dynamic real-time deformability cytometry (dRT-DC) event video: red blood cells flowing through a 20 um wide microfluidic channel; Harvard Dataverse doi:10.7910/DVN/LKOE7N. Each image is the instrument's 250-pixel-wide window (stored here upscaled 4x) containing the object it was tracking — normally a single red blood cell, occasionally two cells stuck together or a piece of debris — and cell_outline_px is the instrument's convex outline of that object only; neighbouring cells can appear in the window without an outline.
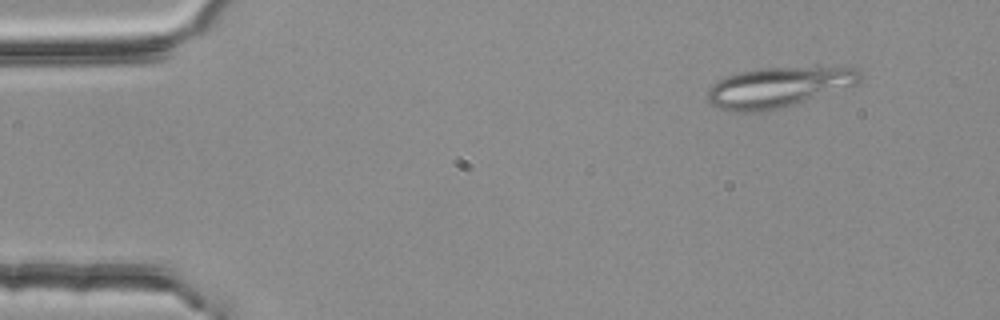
{"species": "common noctule bat (a hibernating species)", "species_latin": "Nyctalus noctula", "temperature_condition": "room temperature", "stored_images_in_passage": 53, "segment_of_instrument_passage": [1, 2], "camera_frame_rate_fps": 3000, "um_per_image_px": 0.085, "animal": {"sex": "female", "body_mass_g": 25.1}, "frame": {"image": 1, "passage_image": 5, "time_ms": 1.333, "image_size_px": [1000, 320], "cell_outline_px": [[860, 80], [856, 84], [784, 108], [768, 112], [732, 112], [720, 108], [712, 104], [708, 100], [708, 88], [716, 80], [740, 72], [764, 68], [816, 64], [820, 64], [856, 68], [860, 72]], "centroid_in_image_um": [66.21, 7.38], "position_along_channel_um": 18.8, "area_um2": 36.76}}